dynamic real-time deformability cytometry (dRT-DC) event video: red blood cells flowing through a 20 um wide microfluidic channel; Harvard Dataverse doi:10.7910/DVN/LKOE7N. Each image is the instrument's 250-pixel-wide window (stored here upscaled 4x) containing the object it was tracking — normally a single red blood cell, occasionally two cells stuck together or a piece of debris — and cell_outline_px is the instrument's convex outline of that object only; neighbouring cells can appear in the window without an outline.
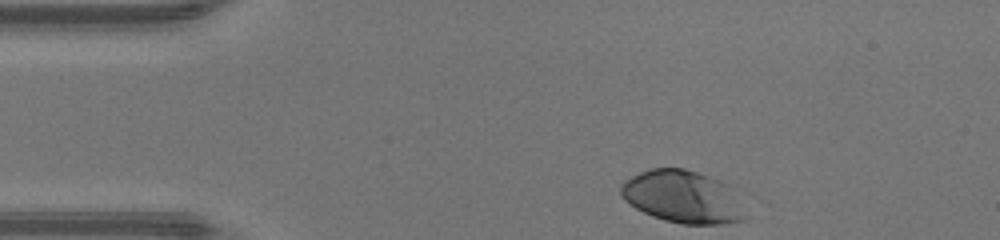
{"species": "human", "species_latin": "Homo sapiens", "temperature_condition": "warm", "stored_images_in_passage": 31, "camera_frame_rate_fps": 3000, "um_per_image_px": 0.085, "donor": {"sex": "male"}, "frame": {"image": 1, "passage_image": 1, "time_ms": 0.0, "image_size_px": [1000, 240], "cell_outline_px": [[744, 220], [720, 224], [684, 224], [664, 220], [652, 216], [636, 208], [624, 200], [620, 192], [620, 184], [624, 180], [640, 172], [652, 168], [684, 168], [720, 180], [736, 188]], "centroid_in_image_um": [58.02, 16.72], "position_along_channel_um": 27.0, "area_um2": 38.09}}
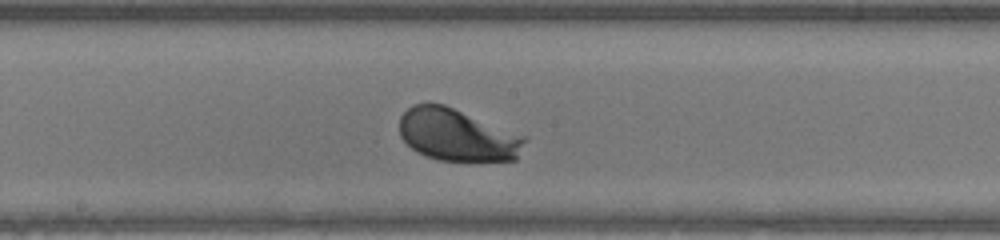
{"frame": {"image": 2, "passage_image": 18, "time_ms": 5.667, "image_size_px": [1000, 240], "cell_outline_px": [[528, 140], [516, 160], [440, 160], [416, 152], [400, 136], [400, 116], [412, 104], [444, 104], [528, 136]], "centroid_in_image_um": [38.91, 11.46], "position_along_channel_um": 209.3, "area_um2": 38.15}}
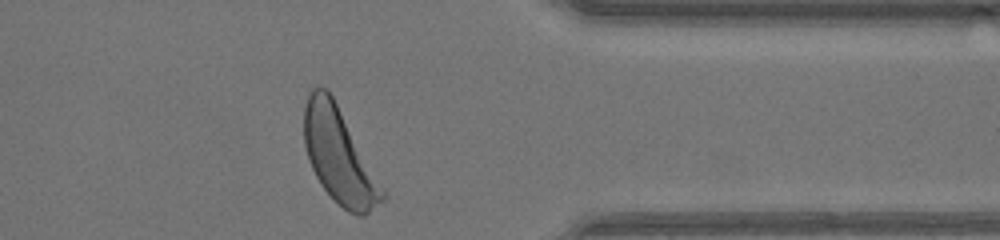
{"frame": {"image": 3, "passage_image": 31, "time_ms": 10.0, "image_size_px": [1000, 240], "cell_outline_px": [[388, 196], [384, 200], [364, 216], [356, 216], [348, 212], [320, 184], [308, 160], [304, 144], [304, 108], [308, 96], [312, 88], [328, 88]], "centroid_in_image_um": [28.82, 13.26], "position_along_channel_um": 382.6, "area_um2": 42.66}, "authors_computed_cell_mechanics": {"area_um2": 38.0324, "velocity_mm_per_s": 4.3344, "shape_relaxation_time_tau1_ms": 0.8911, "shape_relaxation_time_tau2_ms": null, "deformation_change_tau1": 0.1222, "deformation_change_tau2": null}}